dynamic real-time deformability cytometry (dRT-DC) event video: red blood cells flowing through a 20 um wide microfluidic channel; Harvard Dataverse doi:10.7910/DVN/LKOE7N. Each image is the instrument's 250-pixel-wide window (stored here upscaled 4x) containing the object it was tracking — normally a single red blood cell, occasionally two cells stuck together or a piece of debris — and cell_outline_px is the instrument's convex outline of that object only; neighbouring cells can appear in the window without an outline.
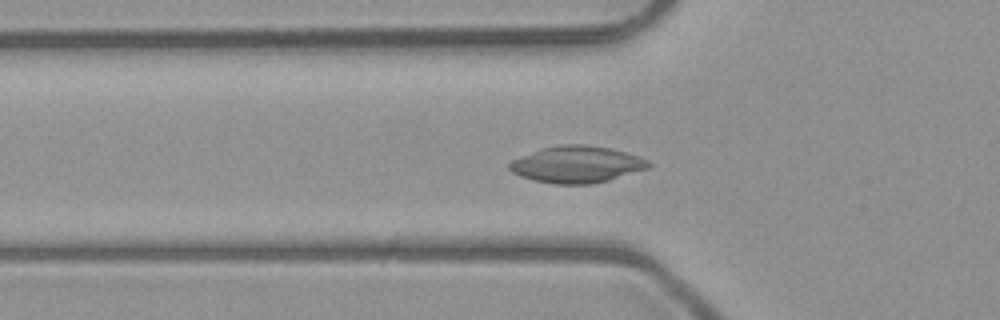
{"species": "common noctule bat (a hibernating species)", "species_latin": "Nyctalus noctula", "temperature_condition": "room temperature", "stored_images_in_passage": 53, "segment_of_instrument_passage": [1, 2], "camera_frame_rate_fps": 3000, "um_per_image_px": 0.085, "animal": {"sex": "male", "body_mass_g": 23.1, "forearm_length_mm": 52.7}, "frame": {"image": 1, "passage_image": 18, "time_ms": 5.667, "image_size_px": [1000, 320], "cell_outline_px": [[652, 164], [648, 168], [608, 180], [592, 184], [552, 184], [520, 176], [512, 172], [508, 168], [508, 164], [512, 160], [520, 156], [540, 148], [560, 144], [584, 144], [608, 148], [624, 152], [648, 160]], "centroid_in_image_um": [48.98, 13.97], "position_along_channel_um": 76.8, "area_um2": 29.65}}
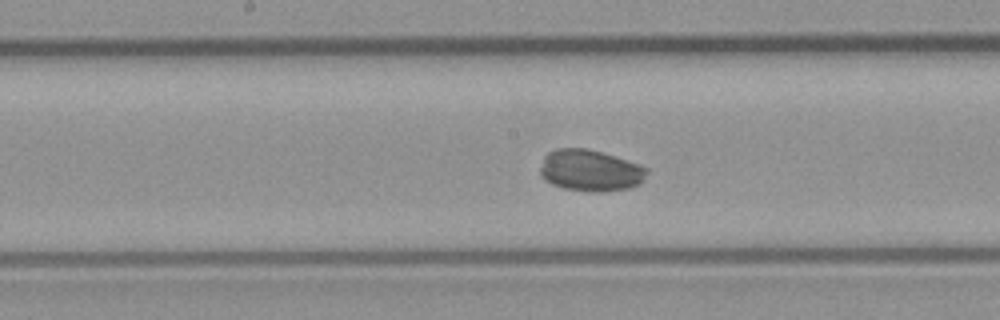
{"frame": {"image": 2, "passage_image": 27, "time_ms": 8.667, "image_size_px": [1000, 320], "cell_outline_px": [[648, 172], [640, 184], [628, 188], [604, 192], [592, 192], [564, 188], [552, 184], [544, 180], [540, 176], [540, 168], [544, 156], [548, 152], [556, 148], [588, 148], [640, 164], [648, 168]], "centroid_in_image_um": [50.16, 14.49], "position_along_channel_um": 198.0, "area_um2": 26.01}}
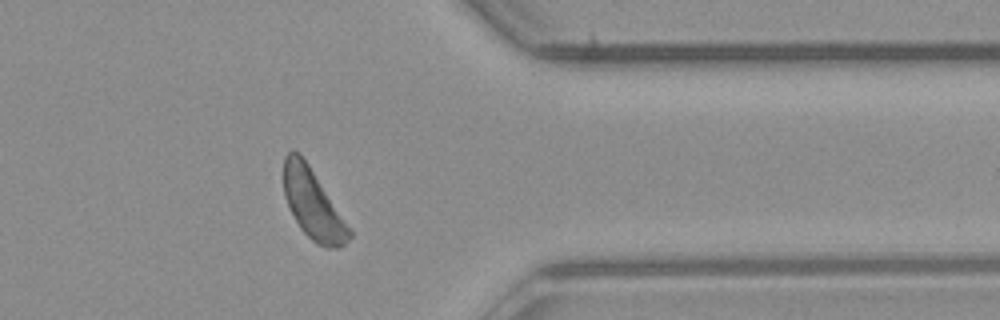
{"frame": {"image": 3, "passage_image": 42, "time_ms": 13.667, "image_size_px": [1000, 320], "cell_outline_px": [[352, 236], [340, 248], [328, 248], [316, 244], [300, 228], [288, 208], [284, 196], [284, 156], [292, 148], [300, 152], [308, 164], [352, 232]], "centroid_in_image_um": [26.56, 17.35], "position_along_channel_um": 384.8, "area_um2": 26.3}}